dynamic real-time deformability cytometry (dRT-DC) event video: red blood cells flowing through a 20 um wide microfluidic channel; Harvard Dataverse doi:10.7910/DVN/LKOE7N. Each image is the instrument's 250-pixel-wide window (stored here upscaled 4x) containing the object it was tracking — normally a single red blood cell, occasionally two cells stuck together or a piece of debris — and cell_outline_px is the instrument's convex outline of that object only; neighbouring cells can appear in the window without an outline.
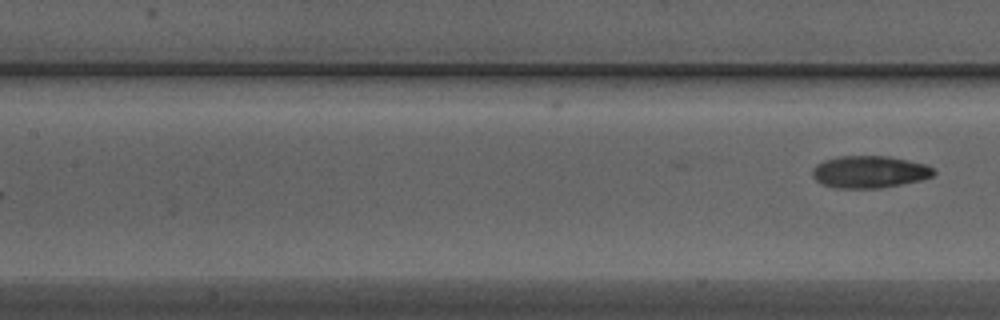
{"species": "Egyptian fruit bat (a non-hibernating species)", "species_latin": "Rousettus aegyptiacus", "temperature_condition": "warm", "stored_images_in_passage": 5, "segment_of_instrument_passage": [2, 2], "camera_frame_rate_fps": 3000, "um_per_image_px": 0.085, "animal": {"sex": "male"}, "frame": {"image": 1, "passage_image": 5, "time_ms": 1.333, "image_size_px": [1000, 320], "cell_outline_px": [[936, 172], [932, 176], [920, 180], [880, 188], [836, 188], [824, 184], [816, 180], [812, 176], [812, 168], [816, 164], [824, 160], [836, 156], [888, 156], [908, 160], [924, 164], [936, 168]], "centroid_in_image_um": [73.9, 14.6], "position_along_channel_um": 133.5, "area_um2": 22.77}}